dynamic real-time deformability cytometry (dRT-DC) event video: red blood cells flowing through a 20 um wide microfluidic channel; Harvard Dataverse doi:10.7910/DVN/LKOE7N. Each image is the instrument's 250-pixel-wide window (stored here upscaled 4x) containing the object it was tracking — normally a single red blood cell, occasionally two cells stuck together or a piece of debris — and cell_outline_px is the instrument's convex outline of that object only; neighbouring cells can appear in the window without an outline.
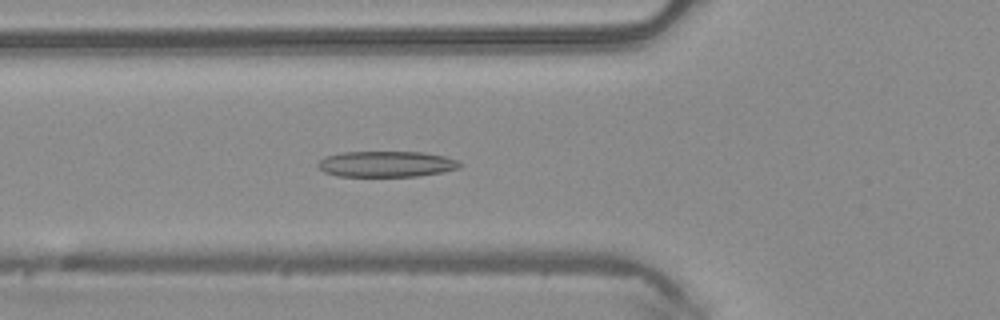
{"species": "common noctule bat (a hibernating species)", "species_latin": "Nyctalus noctula", "temperature_condition": "warm", "stored_images_in_passage": 48, "camera_frame_rate_fps": 3000, "um_per_image_px": 0.085, "animal": {"sex": "male", "body_mass_g": 20.4}, "frame": {"image": 1, "passage_image": 17, "time_ms": 5.333, "image_size_px": [1000, 320], "cell_outline_px": [[464, 164], [460, 168], [444, 172], [416, 176], [336, 176], [324, 172], [316, 164], [324, 156], [340, 152], [424, 152], [444, 156], [460, 160]], "centroid_in_image_um": [32.87, 13.94], "position_along_channel_um": 92.9, "area_um2": 21.68}}
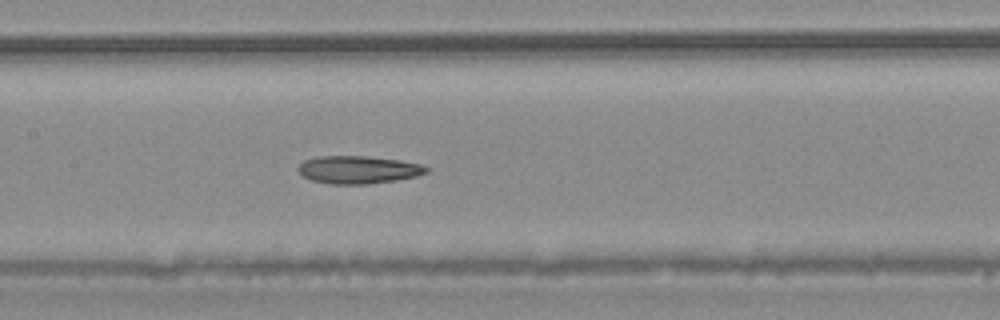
{"frame": {"image": 2, "passage_image": 23, "time_ms": 7.333, "image_size_px": [1000, 320], "cell_outline_px": [[428, 172], [416, 176], [396, 180], [368, 184], [328, 184], [312, 180], [304, 176], [300, 172], [300, 164], [304, 160], [320, 156], [364, 156], [400, 160], [420, 164], [428, 168]], "centroid_in_image_um": [30.47, 14.43], "position_along_channel_um": 176.9, "area_um2": 20.52}}
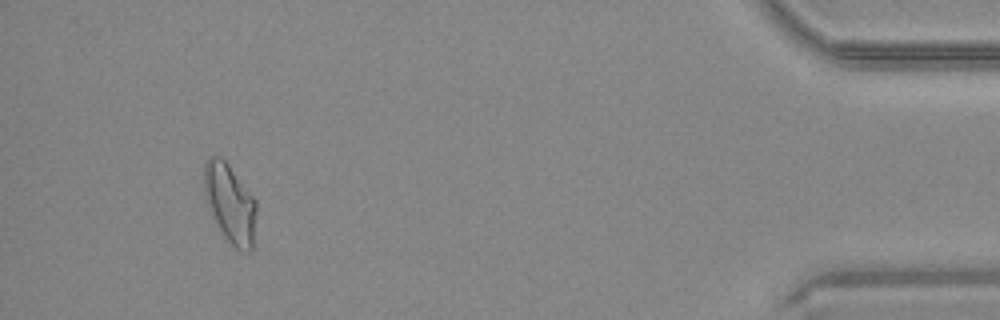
{"frame": {"image": 3, "passage_image": 45, "time_ms": 14.667, "image_size_px": [1000, 320], "cell_outline_px": [[256, 212], [252, 248], [248, 252], [244, 252], [236, 248], [224, 236], [212, 212], [204, 192], [204, 164], [208, 156], [220, 156], [228, 164], [256, 200]], "centroid_in_image_um": [19.56, 17.25], "position_along_channel_um": 415.6, "area_um2": 23.47}, "authors_computed_cell_mechanics": {"area_um2": 21.9351, "velocity_mm_per_s": 4.1699, "shape_relaxation_time_tau1_ms": null, "shape_relaxation_time_tau2_ms": 4.3159, "deformation_change_tau1": null, "deformation_change_tau2": 0.137}}